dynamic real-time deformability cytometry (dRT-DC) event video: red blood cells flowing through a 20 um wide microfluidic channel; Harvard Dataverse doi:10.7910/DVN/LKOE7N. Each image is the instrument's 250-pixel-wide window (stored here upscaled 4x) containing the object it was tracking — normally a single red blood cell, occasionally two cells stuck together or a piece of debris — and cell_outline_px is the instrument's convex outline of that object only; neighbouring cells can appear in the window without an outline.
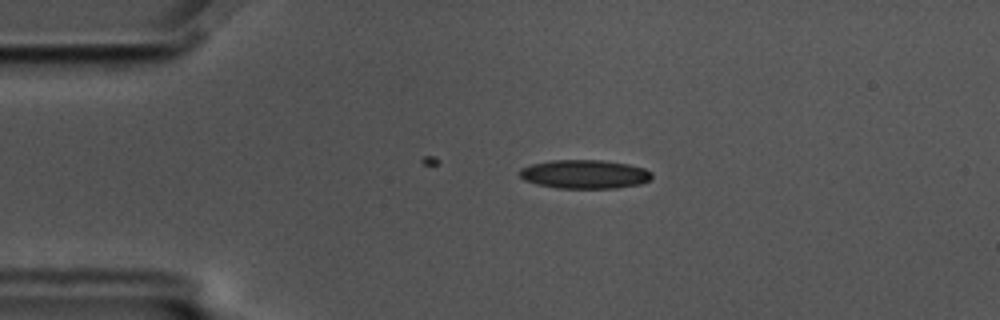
{"species": "common noctule bat (a hibernating species)", "species_latin": "Nyctalus noctula", "temperature_condition": "cold", "stored_images_in_passage": 11, "camera_frame_rate_fps": 3000, "um_per_image_px": 0.085, "animal": {"sex": "male", "body_mass_g": 17.5, "forearm_length_mm": 52.3}, "frame": {"image": 1, "passage_image": 3, "time_ms": 0.667, "image_size_px": [1000, 320], "cell_outline_px": [[652, 176], [648, 180], [640, 184], [616, 188], [556, 188], [536, 184], [524, 180], [520, 176], [520, 168], [532, 164], [552, 160], [604, 160], [628, 164], [644, 168], [652, 172]], "centroid_in_image_um": [49.69, 14.8], "position_along_channel_um": 35.3, "area_um2": 22.2}}